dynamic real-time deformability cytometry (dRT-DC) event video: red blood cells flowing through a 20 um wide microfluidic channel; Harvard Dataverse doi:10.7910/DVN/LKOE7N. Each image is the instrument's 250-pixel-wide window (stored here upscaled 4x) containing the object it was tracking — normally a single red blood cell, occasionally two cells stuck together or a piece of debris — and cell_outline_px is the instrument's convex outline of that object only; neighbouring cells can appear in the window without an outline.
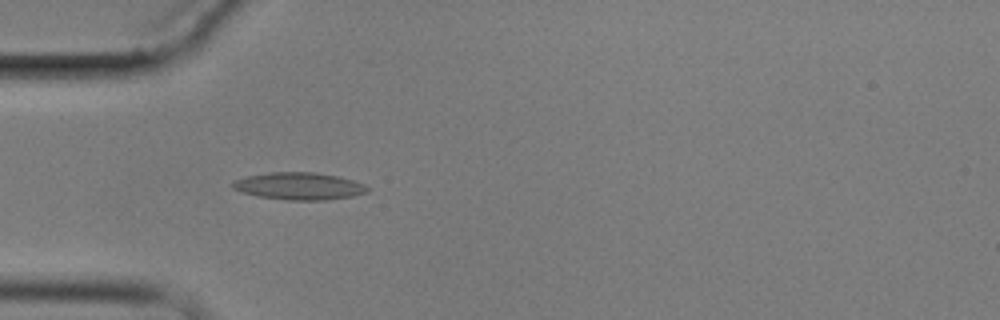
{"species": "common noctule bat (a hibernating species)", "species_latin": "Nyctalus noctula", "temperature_condition": "cold", "stored_images_in_passage": 6, "camera_frame_rate_fps": 3000, "um_per_image_px": 0.085, "animal": {"sex": "male", "body_mass_g": 17.9}, "frame": {"image": 1, "passage_image": 5, "time_ms": 4.667, "image_size_px": [1000, 320], "cell_outline_px": [[368, 192], [352, 196], [324, 200], [288, 200], [256, 196], [232, 188], [232, 180], [244, 176], [268, 172], [312, 172], [336, 176], [352, 180], [364, 184], [368, 188]], "centroid_in_image_um": [25.37, 15.81], "position_along_channel_um": 59.6, "area_um2": 21.39}}
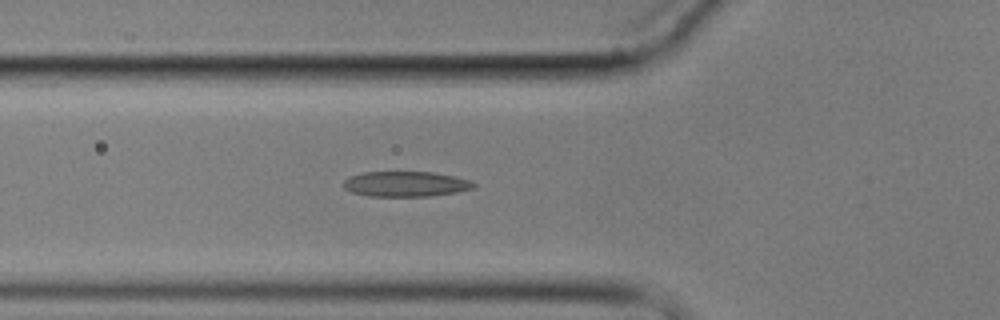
{"frame": {"image": 2, "passage_image": 6, "time_ms": 5.667, "image_size_px": [1000, 320], "cell_outline_px": [[476, 184], [472, 188], [456, 192], [428, 196], [368, 196], [352, 192], [344, 188], [344, 180], [348, 176], [360, 172], [432, 172], [456, 176], [472, 180]], "centroid_in_image_um": [34.47, 15.63], "position_along_channel_um": 91.3, "area_um2": 19.25}}